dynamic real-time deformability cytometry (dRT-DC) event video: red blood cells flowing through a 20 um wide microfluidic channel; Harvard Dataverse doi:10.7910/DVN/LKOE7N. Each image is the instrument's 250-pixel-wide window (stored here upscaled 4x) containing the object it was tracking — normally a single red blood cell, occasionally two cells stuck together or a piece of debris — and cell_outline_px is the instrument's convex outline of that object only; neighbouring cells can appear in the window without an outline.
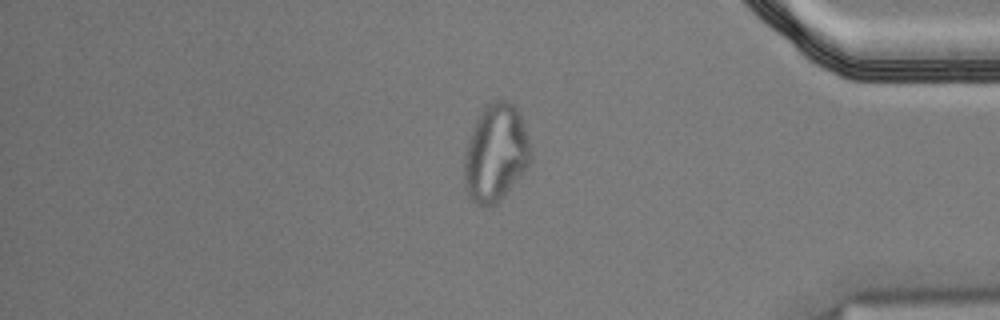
{"species": "Egyptian fruit bat (a non-hibernating species)", "species_latin": "Rousettus aegyptiacus", "temperature_condition": "cold", "stored_images_in_passage": 57, "segment_of_instrument_passage": [2, 2], "camera_frame_rate_fps": 3000, "um_per_image_px": 0.085, "animal": {"sex": "male"}, "frame": {"image": 1, "passage_image": 48, "time_ms": 15.667, "image_size_px": [1000, 320], "cell_outline_px": [[532, 160], [524, 172], [492, 204], [484, 208], [480, 208], [468, 200], [464, 184], [464, 156], [468, 140], [472, 128], [480, 112], [488, 104], [496, 100], [508, 100], [520, 112], [532, 148]], "centroid_in_image_um": [42.12, 13.0], "position_along_channel_um": 393.1, "area_um2": 37.86}}